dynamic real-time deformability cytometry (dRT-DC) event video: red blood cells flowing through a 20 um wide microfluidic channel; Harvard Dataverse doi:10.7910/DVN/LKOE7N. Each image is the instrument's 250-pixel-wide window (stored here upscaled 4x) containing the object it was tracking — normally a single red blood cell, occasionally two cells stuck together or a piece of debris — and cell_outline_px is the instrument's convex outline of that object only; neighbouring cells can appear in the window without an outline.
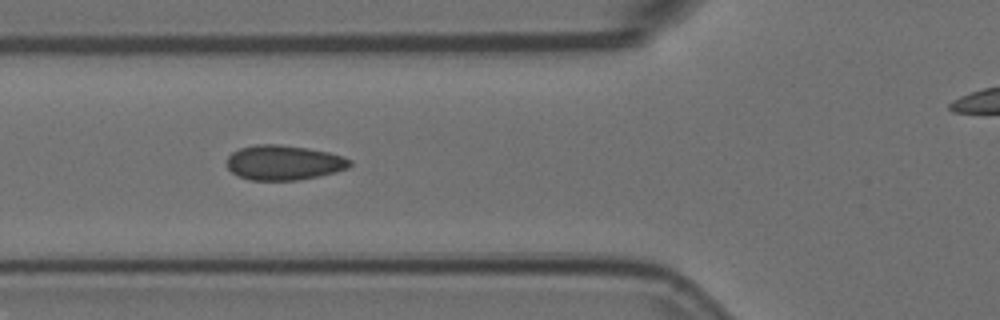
{"species": "Egyptian fruit bat (a non-hibernating species)", "species_latin": "Rousettus aegyptiacus", "temperature_condition": "room temperature", "stored_images_in_passage": 7, "segment_of_instrument_passage": [1, 2], "camera_frame_rate_fps": 3000, "um_per_image_px": 0.085, "animal": {"sex": "female"}, "frame": {"image": 1, "passage_image": 5, "time_ms": 1.333, "image_size_px": [1000, 320], "cell_outline_px": [[352, 164], [348, 168], [336, 172], [320, 176], [296, 180], [248, 180], [236, 176], [228, 168], [228, 156], [232, 152], [240, 148], [256, 144], [276, 144], [308, 148], [328, 152], [344, 156], [352, 160]], "centroid_in_image_um": [24.14, 13.82], "position_along_channel_um": 101.7, "area_um2": 25.14}}
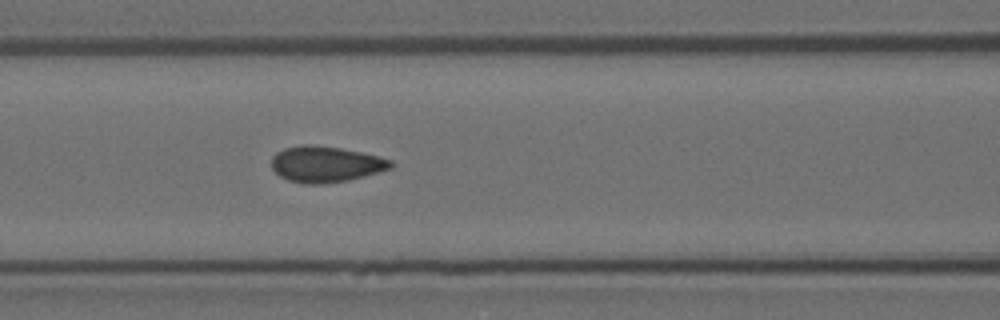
{"frame": {"image": 2, "passage_image": 6, "time_ms": 1.667, "image_size_px": [1000, 320], "cell_outline_px": [[392, 168], [364, 176], [348, 180], [320, 184], [304, 184], [288, 180], [280, 176], [272, 168], [272, 156], [276, 152], [284, 148], [304, 144], [312, 144], [340, 148], [360, 152], [392, 160]], "centroid_in_image_um": [27.65, 13.95], "position_along_channel_um": 138.9, "area_um2": 24.91}}